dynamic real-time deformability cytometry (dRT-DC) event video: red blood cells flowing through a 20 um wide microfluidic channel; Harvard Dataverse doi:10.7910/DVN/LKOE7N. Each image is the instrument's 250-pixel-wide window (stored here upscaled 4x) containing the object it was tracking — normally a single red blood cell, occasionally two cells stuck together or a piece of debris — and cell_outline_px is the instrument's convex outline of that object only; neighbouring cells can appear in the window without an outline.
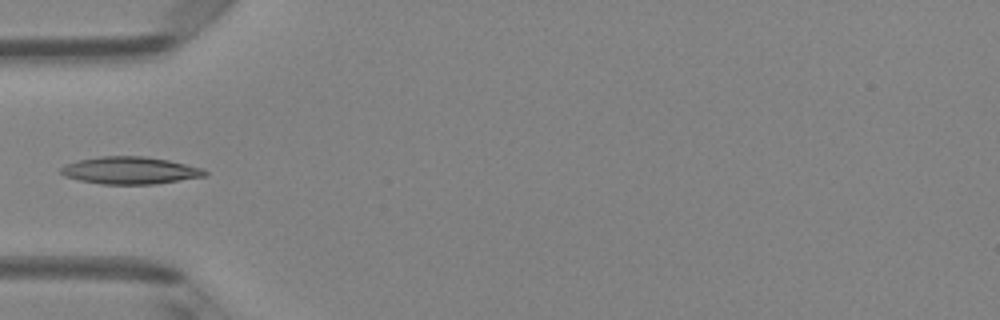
{"species": "Egyptian fruit bat (a non-hibernating species)", "species_latin": "Rousettus aegyptiacus", "temperature_condition": "room temperature", "stored_images_in_passage": 4, "camera_frame_rate_fps": 3000, "um_per_image_px": 0.085, "animal": {"sex": "female"}, "frame": {"image": 1, "passage_image": 4, "time_ms": 1.0, "image_size_px": [1000, 320], "cell_outline_px": [[208, 176], [156, 184], [100, 184], [80, 180], [64, 176], [60, 172], [60, 168], [76, 160], [100, 156], [144, 156], [168, 160], [204, 168], [208, 172]], "centroid_in_image_um": [11.1, 14.49], "position_along_channel_um": 73.9, "area_um2": 23.06}}